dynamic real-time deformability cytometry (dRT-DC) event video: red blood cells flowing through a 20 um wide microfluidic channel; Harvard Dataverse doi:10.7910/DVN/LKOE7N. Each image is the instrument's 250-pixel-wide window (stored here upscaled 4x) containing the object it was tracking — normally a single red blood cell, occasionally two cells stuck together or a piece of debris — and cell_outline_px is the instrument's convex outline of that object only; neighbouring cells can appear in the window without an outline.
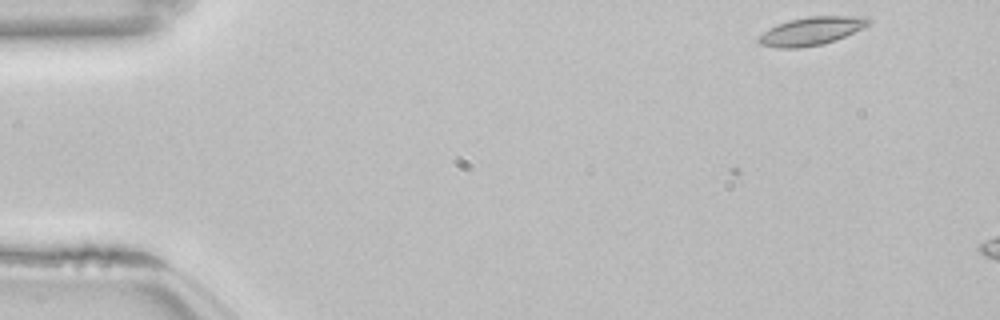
{"species": "common noctule bat (a hibernating species)", "species_latin": "Nyctalus noctula", "temperature_condition": "room temperature", "stored_images_in_passage": 7, "camera_frame_rate_fps": 3000, "um_per_image_px": 0.085, "animal": {"sex": "female", "body_mass_g": 22.7, "forearm_length_mm": 54.2}, "frame": {"image": 1, "passage_image": 1, "time_ms": 0.0, "image_size_px": [1000, 320], "cell_outline_px": [[872, 20], [868, 24], [836, 40], [824, 44], [800, 48], [776, 48], [760, 44], [756, 40], [756, 36], [768, 28], [776, 24], [788, 20], [808, 16], [868, 16]], "centroid_in_image_um": [68.89, 2.64], "position_along_channel_um": 16.1, "area_um2": 18.26}}